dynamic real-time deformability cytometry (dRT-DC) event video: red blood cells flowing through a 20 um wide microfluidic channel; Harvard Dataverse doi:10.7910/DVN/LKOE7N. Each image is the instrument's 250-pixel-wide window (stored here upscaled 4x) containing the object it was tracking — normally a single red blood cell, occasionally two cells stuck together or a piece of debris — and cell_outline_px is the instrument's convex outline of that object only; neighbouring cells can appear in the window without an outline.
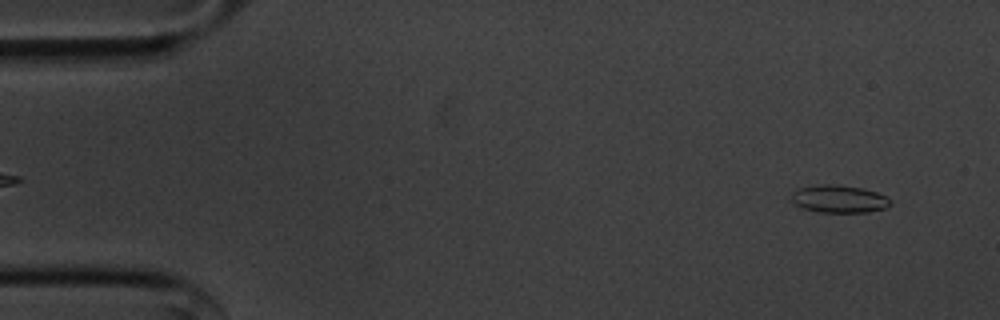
{"species": "common noctule bat (a hibernating species)", "species_latin": "Nyctalus noctula", "temperature_condition": "cold", "stored_images_in_passage": 13, "camera_frame_rate_fps": 3000, "um_per_image_px": 0.085, "animal": {"sex": "male", "body_mass_g": 20.1, "forearm_length_mm": 53.5}, "frame": {"image": 1, "passage_image": 3, "time_ms": 0.667, "image_size_px": [1000, 320], "cell_outline_px": [[892, 204], [884, 208], [868, 212], [820, 212], [804, 208], [796, 204], [792, 200], [792, 192], [800, 188], [820, 184], [836, 184], [864, 188], [888, 196]], "centroid_in_image_um": [71.36, 16.9], "position_along_channel_um": 13.6, "area_um2": 15.9}}